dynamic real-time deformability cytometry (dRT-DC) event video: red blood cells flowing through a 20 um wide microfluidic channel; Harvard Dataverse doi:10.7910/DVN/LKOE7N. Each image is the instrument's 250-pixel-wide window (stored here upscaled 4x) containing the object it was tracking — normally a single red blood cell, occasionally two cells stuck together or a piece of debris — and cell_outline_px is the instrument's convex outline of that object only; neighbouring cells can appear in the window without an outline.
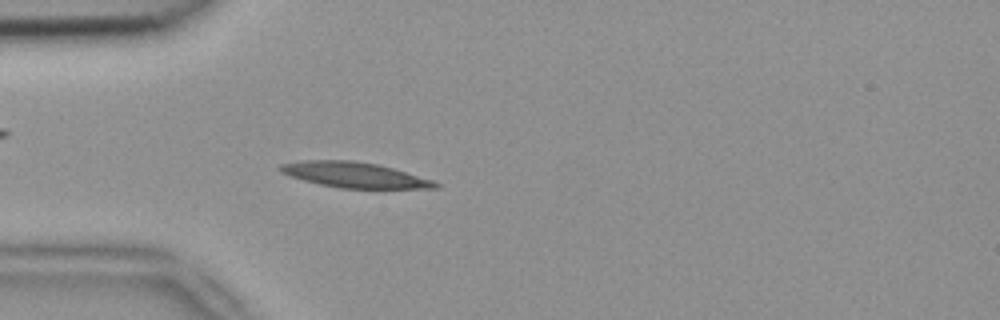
{"species": "common noctule bat (a hibernating species)", "species_latin": "Nyctalus noctula", "temperature_condition": "room temperature", "stored_images_in_passage": 51, "camera_frame_rate_fps": 3000, "um_per_image_px": 0.085, "animal": {"sex": "female", "body_mass_g": 18.4}, "frame": {"image": 1, "passage_image": 14, "time_ms": 4.333, "image_size_px": [1000, 320], "cell_outline_px": [[440, 188], [340, 188], [320, 184], [304, 180], [280, 172], [276, 168], [280, 164], [304, 160], [352, 160], [376, 164], [392, 168], [432, 180], [440, 184]], "centroid_in_image_um": [30.09, 14.86], "position_along_channel_um": 54.9, "area_um2": 22.72}}
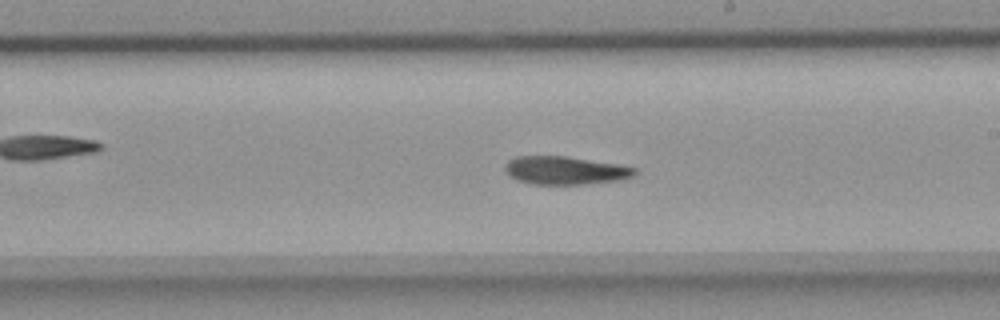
{"frame": {"image": 2, "passage_image": 29, "time_ms": 9.333, "image_size_px": [1000, 320], "cell_outline_px": [[636, 172], [632, 176], [620, 180], [588, 184], [532, 184], [516, 180], [504, 168], [504, 164], [508, 160], [516, 156], [564, 156], [616, 164], [636, 168]], "centroid_in_image_um": [48.01, 14.49], "position_along_channel_um": 241.0, "area_um2": 21.1}}
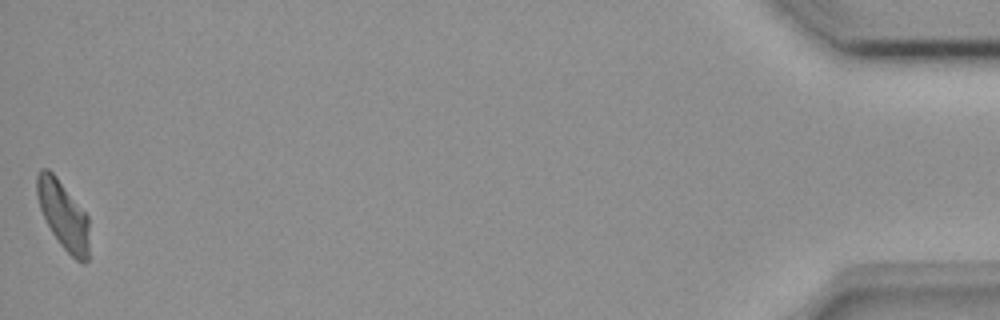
{"frame": {"image": 3, "passage_image": 51, "time_ms": 16.667, "image_size_px": [1000, 320], "cell_outline_px": [[88, 260], [84, 264], [76, 260], [60, 244], [52, 232], [40, 208], [36, 196], [36, 176], [40, 168], [48, 168], [56, 176], [88, 216]], "centroid_in_image_um": [5.36, 18.26], "position_along_channel_um": 429.8, "area_um2": 20.58}, "authors_computed_cell_mechanics": {"area_um2": 21.675, "velocity_mm_per_s": 3.8646, "shape_relaxation_time_tau1_ms": 8.1445, "shape_relaxation_time_tau2_ms": null, "deformation_change_tau1": 0.2156, "deformation_change_tau2": null}}